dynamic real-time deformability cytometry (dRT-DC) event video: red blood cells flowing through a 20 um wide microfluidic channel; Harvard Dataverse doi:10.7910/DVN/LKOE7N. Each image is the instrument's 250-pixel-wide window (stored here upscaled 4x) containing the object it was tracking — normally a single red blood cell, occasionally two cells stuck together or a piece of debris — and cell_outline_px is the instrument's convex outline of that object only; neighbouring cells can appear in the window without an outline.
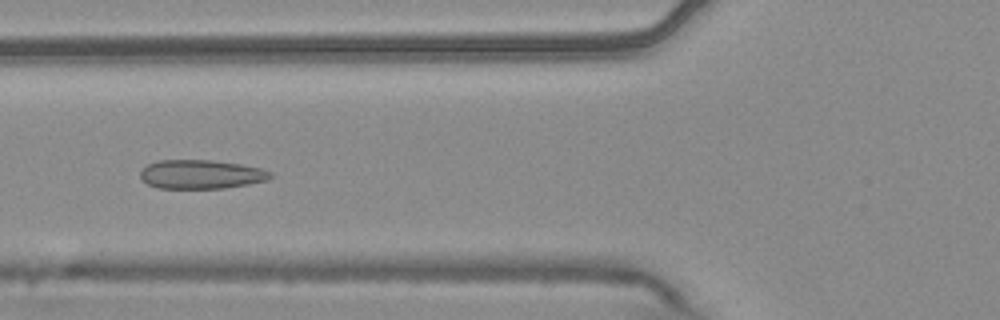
{"species": "common noctule bat (a hibernating species)", "species_latin": "Nyctalus noctula", "temperature_condition": "warm", "stored_images_in_passage": 6, "camera_frame_rate_fps": 3000, "um_per_image_px": 0.085, "animal": {"sex": "male", "body_mass_g": 20.4}, "frame": {"image": 1, "passage_image": 4, "time_ms": 1.0, "image_size_px": [1000, 320], "cell_outline_px": [[276, 176], [268, 180], [248, 184], [224, 188], [156, 188], [148, 184], [140, 176], [140, 172], [148, 164], [160, 160], [212, 160], [240, 164], [264, 168], [272, 172]], "centroid_in_image_um": [17.16, 14.81], "position_along_channel_um": 108.6, "area_um2": 22.08}}
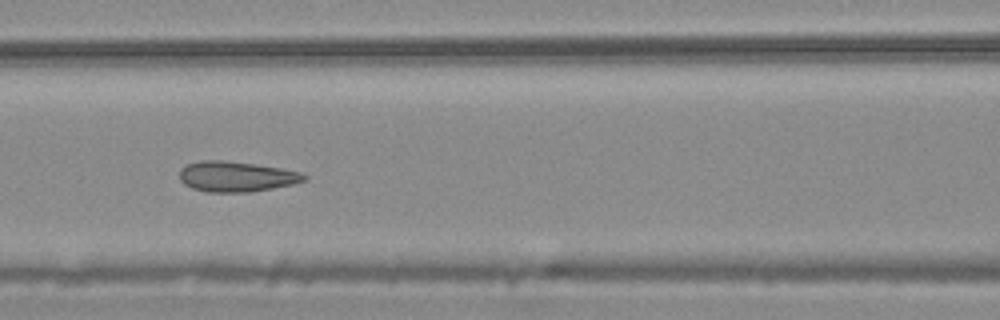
{"frame": {"image": 2, "passage_image": 5, "time_ms": 1.333, "image_size_px": [1000, 320], "cell_outline_px": [[308, 180], [292, 184], [272, 188], [248, 192], [208, 192], [192, 188], [184, 184], [180, 180], [180, 168], [188, 164], [200, 160], [220, 160], [256, 164], [280, 168], [300, 172], [308, 176]], "centroid_in_image_um": [20.08, 15.0], "position_along_channel_um": 146.5, "area_um2": 22.02}}
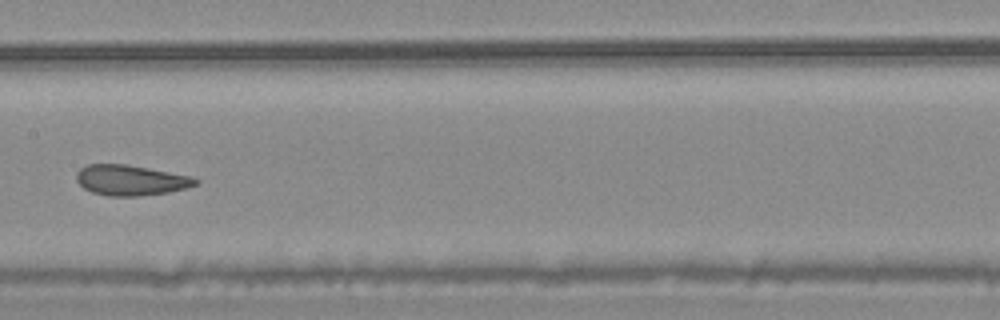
{"frame": {"image": 3, "passage_image": 6, "time_ms": 1.667, "image_size_px": [1000, 320], "cell_outline_px": [[200, 180], [196, 184], [184, 188], [168, 192], [136, 196], [108, 196], [92, 192], [84, 188], [76, 180], [76, 172], [80, 168], [88, 164], [124, 164], [192, 176]], "centroid_in_image_um": [11.08, 15.31], "position_along_channel_um": 196.3, "area_um2": 20.92}}